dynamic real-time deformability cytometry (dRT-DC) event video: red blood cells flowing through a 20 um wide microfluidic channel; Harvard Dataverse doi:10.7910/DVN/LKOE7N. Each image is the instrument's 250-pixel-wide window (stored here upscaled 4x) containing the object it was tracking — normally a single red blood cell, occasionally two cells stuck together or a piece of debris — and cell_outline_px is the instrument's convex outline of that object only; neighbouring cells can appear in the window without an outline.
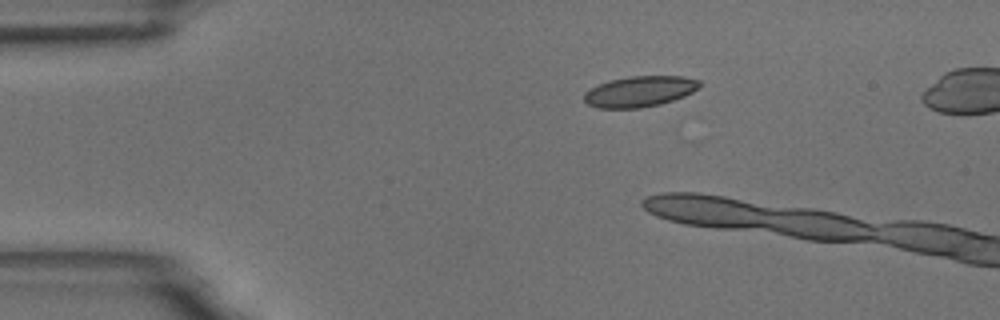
{"species": "common noctule bat (a hibernating species)", "species_latin": "Nyctalus noctula", "temperature_condition": "room temperature", "stored_images_in_passage": 5, "camera_frame_rate_fps": 3000, "um_per_image_px": 0.085, "animal": {"sex": "male", "body_mass_g": 18.8}, "frame": {"image": 1, "passage_image": 1, "time_ms": 0.0, "image_size_px": [1000, 320], "cell_outline_px": [[700, 88], [684, 96], [660, 104], [640, 108], [596, 108], [588, 104], [584, 100], [584, 92], [608, 80], [632, 76], [684, 76], [700, 80]], "centroid_in_image_um": [54.39, 7.77], "position_along_channel_um": 30.6, "area_um2": 20.69}}